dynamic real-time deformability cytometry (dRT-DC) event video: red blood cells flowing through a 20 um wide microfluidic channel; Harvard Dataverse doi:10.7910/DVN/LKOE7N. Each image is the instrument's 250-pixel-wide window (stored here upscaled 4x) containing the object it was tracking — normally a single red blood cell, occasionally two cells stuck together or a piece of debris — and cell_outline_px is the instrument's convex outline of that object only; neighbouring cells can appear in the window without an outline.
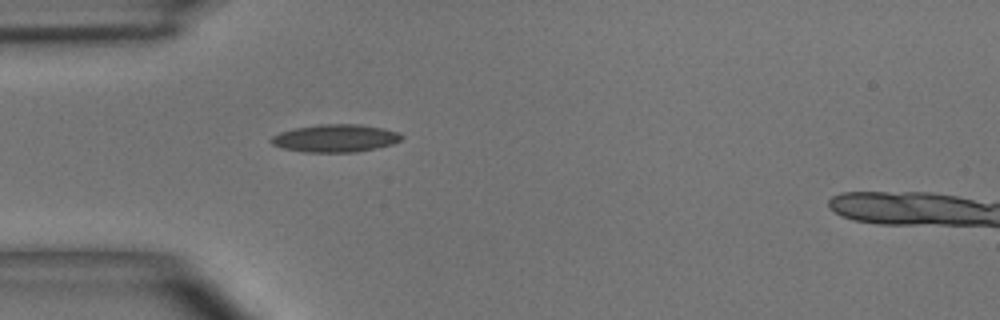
{"species": "common noctule bat (a hibernating species)", "species_latin": "Nyctalus noctula", "temperature_condition": "room temperature", "stored_images_in_passage": 1, "camera_frame_rate_fps": 3000, "um_per_image_px": 0.085, "animal": {"sex": "male", "body_mass_g": 15.6}, "frame": {"image": 1, "passage_image": 1, "time_ms": 0.0, "image_size_px": [1000, 320], "cell_outline_px": [[404, 136], [400, 140], [392, 144], [376, 148], [356, 152], [304, 152], [284, 148], [272, 144], [268, 140], [272, 136], [280, 132], [296, 128], [320, 124], [360, 124], [384, 128], [400, 132]], "centroid_in_image_um": [28.53, 11.74], "position_along_channel_um": 56.5, "area_um2": 21.1}}